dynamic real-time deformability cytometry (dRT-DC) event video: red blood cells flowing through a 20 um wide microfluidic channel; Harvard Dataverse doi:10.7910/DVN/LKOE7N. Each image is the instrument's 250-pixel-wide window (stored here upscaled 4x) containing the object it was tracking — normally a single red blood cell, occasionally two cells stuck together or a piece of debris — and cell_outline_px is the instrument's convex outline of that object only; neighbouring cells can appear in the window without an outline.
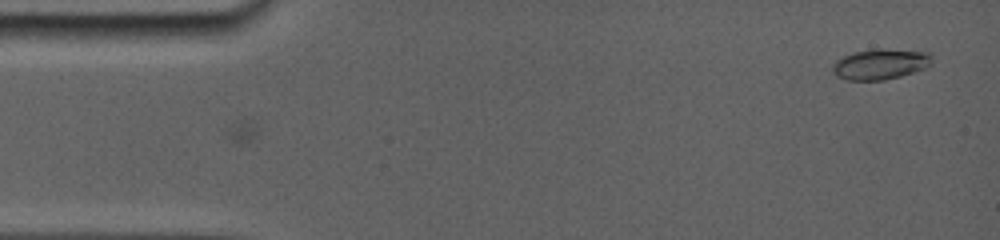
{"species": "common noctule bat (a hibernating species)", "species_latin": "Nyctalus noctula", "temperature_condition": "room temperature", "stored_images_in_passage": 63, "camera_frame_rate_fps": 5000, "um_per_image_px": 0.085, "animal": {"sex": "female", "body_mass_g": 19.0, "forearm_length_mm": 56.7}, "frame": {"image": 1, "passage_image": 4, "time_ms": 0.6, "image_size_px": [1000, 240], "cell_outline_px": [[932, 64], [928, 68], [900, 76], [884, 80], [848, 80], [836, 76], [832, 72], [832, 64], [836, 60], [852, 52], [876, 48], [880, 48], [932, 52]], "centroid_in_image_um": [74.86, 5.44], "position_along_channel_um": 10.1, "area_um2": 18.09}}
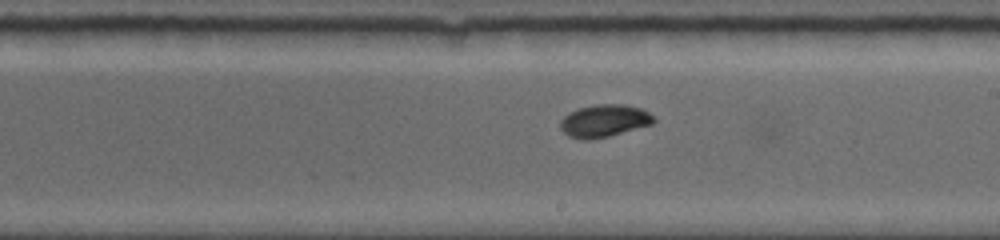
{"frame": {"image": 2, "passage_image": 38, "time_ms": 9.4, "image_size_px": [1000, 240], "cell_outline_px": [[656, 120], [652, 124], [608, 136], [588, 140], [584, 140], [568, 136], [560, 128], [560, 120], [568, 112], [580, 108], [600, 104], [624, 104], [640, 108], [648, 112]], "centroid_in_image_um": [51.33, 10.27], "position_along_channel_um": 237.7, "area_um2": 17.51}}
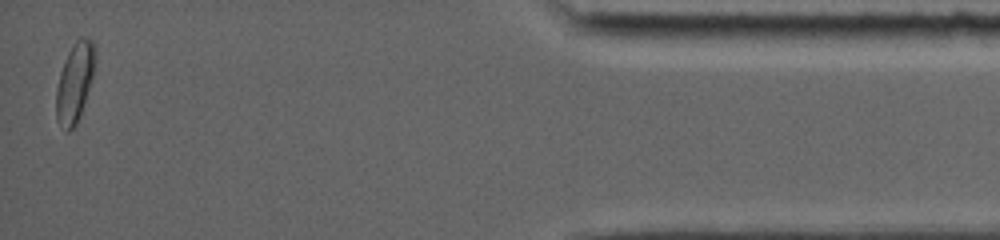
{"frame": {"image": 3, "passage_image": 62, "time_ms": 16.0, "image_size_px": [1000, 240], "cell_outline_px": [[96, 56], [92, 76], [80, 116], [76, 124], [68, 132], [64, 132], [56, 120], [56, 88], [60, 72], [68, 52], [72, 44], [76, 40], [88, 36], [92, 40], [96, 48]], "centroid_in_image_um": [6.34, 7.0], "position_along_channel_um": 428.9, "area_um2": 18.03}, "authors_computed_cell_mechanics": {"area_um2": 16.9354, "velocity_mm_per_s": 3.8441, "shape_relaxation_time_tau1_ms": 5.4336, "shape_relaxation_time_tau2_ms": null, "deformation_change_tau1": 0.1361, "deformation_change_tau2": null}}